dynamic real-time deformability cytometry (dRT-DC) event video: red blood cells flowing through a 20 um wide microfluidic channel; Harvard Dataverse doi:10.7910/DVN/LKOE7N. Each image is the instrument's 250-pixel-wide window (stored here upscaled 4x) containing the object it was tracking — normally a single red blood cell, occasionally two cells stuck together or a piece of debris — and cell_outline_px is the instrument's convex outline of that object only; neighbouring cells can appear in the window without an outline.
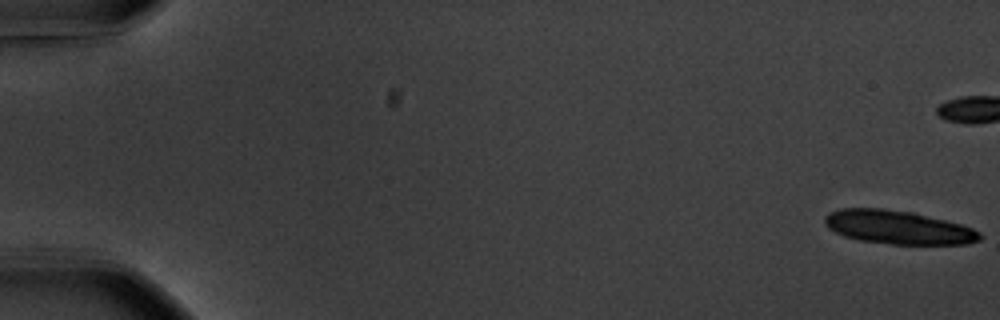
{"species": "common noctule bat (a hibernating species)", "species_latin": "Nyctalus noctula", "temperature_condition": "warm", "stored_images_in_passage": 18, "camera_frame_rate_fps": 3000, "um_per_image_px": 0.085, "animal": {"sex": "male", "body_mass_g": 20.1, "forearm_length_mm": 53.5}, "frame": {"image": 1, "passage_image": 1, "time_ms": 0.0, "image_size_px": [1000, 320], "cell_outline_px": [[984, 236], [980, 240], [968, 244], [888, 244], [860, 240], [844, 236], [828, 228], [824, 224], [824, 216], [828, 212], [840, 208], [884, 208], [912, 212], [960, 224], [972, 228], [980, 232]], "centroid_in_image_um": [76.32, 19.32], "position_along_channel_um": 8.7, "area_um2": 30.46}}